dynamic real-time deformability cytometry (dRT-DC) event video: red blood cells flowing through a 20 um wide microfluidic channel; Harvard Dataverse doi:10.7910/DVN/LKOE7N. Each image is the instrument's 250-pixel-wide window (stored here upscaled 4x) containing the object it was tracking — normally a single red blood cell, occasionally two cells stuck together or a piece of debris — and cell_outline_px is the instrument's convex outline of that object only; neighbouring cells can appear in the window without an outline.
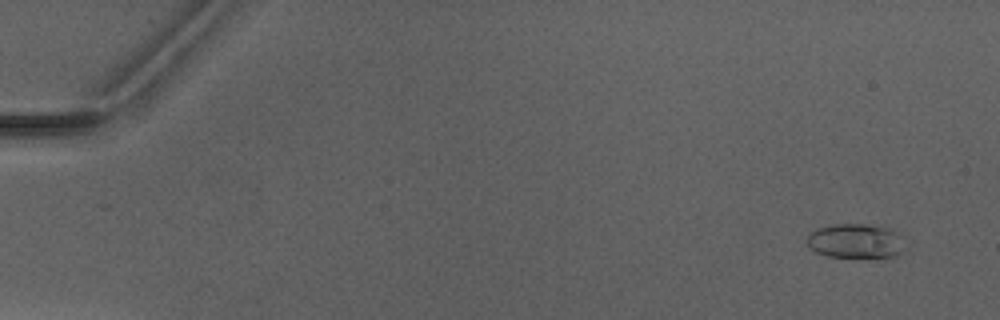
{"species": "Egyptian fruit bat (a non-hibernating species)", "species_latin": "Rousettus aegyptiacus", "temperature_condition": "warm", "stored_images_in_passage": 6, "camera_frame_rate_fps": 3000, "um_per_image_px": 0.085, "animal": {"sex": "male"}, "frame": {"image": 1, "passage_image": 1, "time_ms": 0.0, "image_size_px": [1000, 320], "cell_outline_px": [[908, 252], [892, 260], [828, 256], [816, 252], [808, 244], [808, 236], [816, 228], [832, 224], [868, 224], [892, 228], [904, 236]], "centroid_in_image_um": [72.94, 20.54], "position_along_channel_um": 12.1, "area_um2": 21.1}}